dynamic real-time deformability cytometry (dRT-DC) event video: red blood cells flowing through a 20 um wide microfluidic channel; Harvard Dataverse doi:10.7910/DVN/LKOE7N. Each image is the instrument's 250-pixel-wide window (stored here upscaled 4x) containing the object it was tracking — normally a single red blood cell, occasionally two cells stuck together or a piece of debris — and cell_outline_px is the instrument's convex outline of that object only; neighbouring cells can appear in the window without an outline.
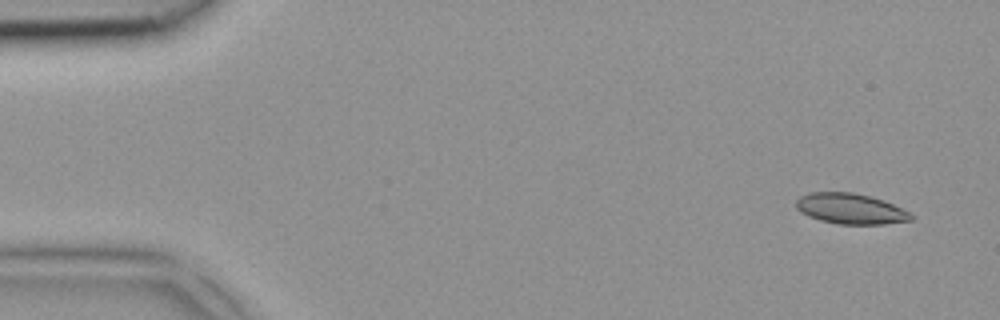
{"species": "common noctule bat (a hibernating species)", "species_latin": "Nyctalus noctula", "temperature_condition": "room temperature", "stored_images_in_passage": 4, "camera_frame_rate_fps": 3000, "um_per_image_px": 0.085, "animal": {"sex": "female", "body_mass_g": 18.4}, "frame": {"image": 1, "passage_image": 1, "time_ms": 0.0, "image_size_px": [1000, 320], "cell_outline_px": [[916, 216], [912, 220], [884, 224], [840, 224], [820, 220], [808, 216], [800, 212], [796, 208], [796, 200], [800, 196], [812, 192], [852, 192], [884, 200], [912, 212]], "centroid_in_image_um": [72.34, 17.74], "position_along_channel_um": 12.7, "area_um2": 20.63}}
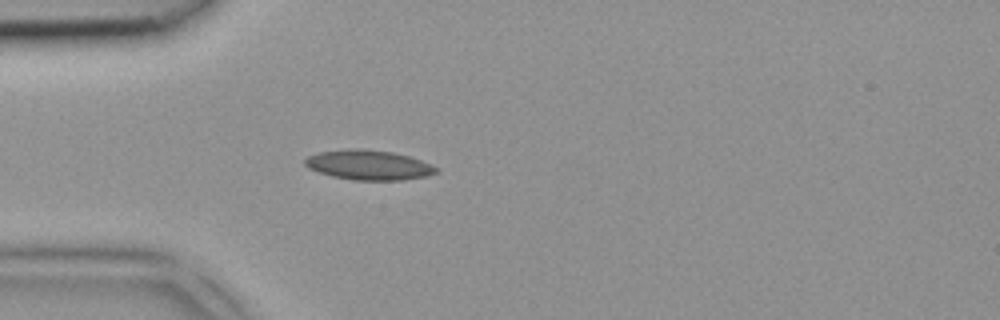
{"frame": {"image": 2, "passage_image": 4, "time_ms": 1.0, "image_size_px": [1000, 320], "cell_outline_px": [[440, 172], [424, 176], [404, 180], [352, 180], [332, 176], [308, 168], [304, 164], [304, 160], [308, 156], [320, 152], [356, 148], [360, 148], [392, 152], [408, 156], [432, 164], [440, 168]], "centroid_in_image_um": [31.37, 14.03], "position_along_channel_um": 53.6, "area_um2": 22.77}}